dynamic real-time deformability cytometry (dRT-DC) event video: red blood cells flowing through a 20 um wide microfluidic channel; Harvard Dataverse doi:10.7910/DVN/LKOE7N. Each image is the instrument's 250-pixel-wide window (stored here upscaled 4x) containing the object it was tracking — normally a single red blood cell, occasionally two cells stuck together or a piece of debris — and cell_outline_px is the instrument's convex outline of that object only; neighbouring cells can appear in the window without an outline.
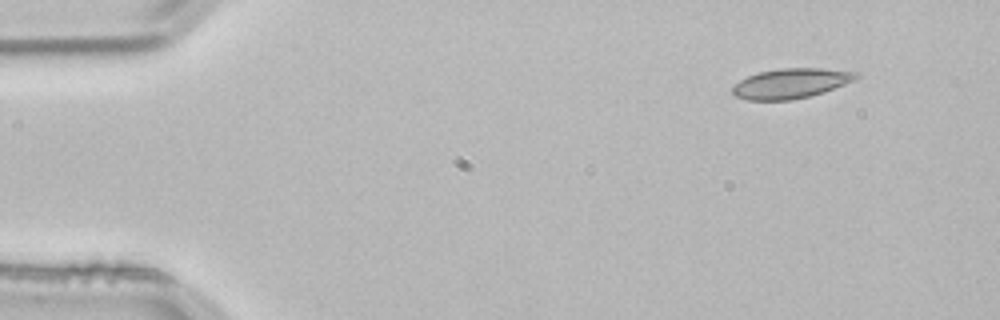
{"species": "common noctule bat (a hibernating species)", "species_latin": "Nyctalus noctula", "temperature_condition": "room temperature", "stored_images_in_passage": 4, "segment_of_instrument_passage": [2, 2], "camera_frame_rate_fps": 3000, "um_per_image_px": 0.085, "animal": {"sex": "male", "body_mass_g": 21.5, "forearm_length_mm": 52.0}, "frame": {"image": 1, "passage_image": 4, "time_ms": 1.0, "image_size_px": [1000, 320], "cell_outline_px": [[860, 76], [844, 84], [824, 92], [792, 100], [748, 100], [736, 96], [732, 92], [732, 88], [740, 80], [748, 76], [760, 72], [780, 68], [820, 68], [856, 72]], "centroid_in_image_um": [67.21, 7.09], "position_along_channel_um": 17.8, "area_um2": 21.27}}